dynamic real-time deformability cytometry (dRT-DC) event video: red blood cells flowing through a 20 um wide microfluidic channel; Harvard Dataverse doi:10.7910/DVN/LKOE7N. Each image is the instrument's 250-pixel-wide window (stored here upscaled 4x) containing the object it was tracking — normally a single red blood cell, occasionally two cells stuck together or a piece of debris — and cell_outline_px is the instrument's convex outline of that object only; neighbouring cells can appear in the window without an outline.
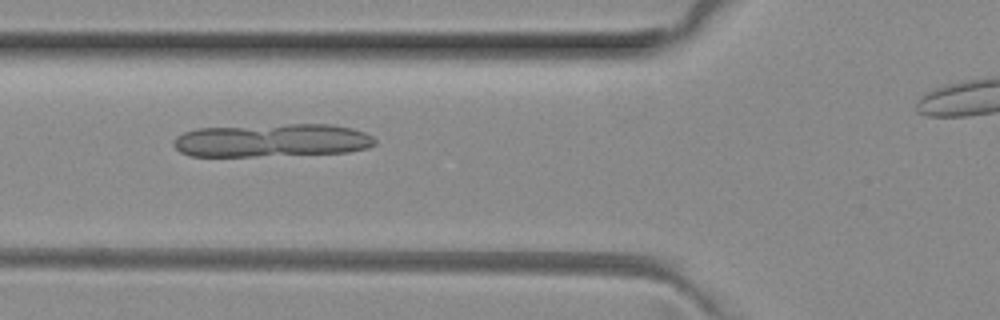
{"species": "common noctule bat (a hibernating species)", "species_latin": "Nyctalus noctula", "temperature_condition": "room temperature", "stored_images_in_passage": 5, "camera_frame_rate_fps": 3000, "um_per_image_px": 0.085, "animal": {"sex": "female", "body_mass_g": 29.2, "forearm_length_mm": 56.3}, "frame": {"image": 1, "passage_image": 3, "time_ms": 0.667, "image_size_px": [1000, 320], "cell_outline_px": [[376, 144], [368, 148], [348, 152], [252, 156], [188, 156], [180, 152], [172, 144], [172, 140], [176, 136], [184, 132], [196, 128], [288, 124], [332, 124], [352, 128], [364, 132], [372, 136], [376, 140]], "centroid_in_image_um": [23.09, 11.93], "position_along_channel_um": 102.7, "area_um2": 39.13}}
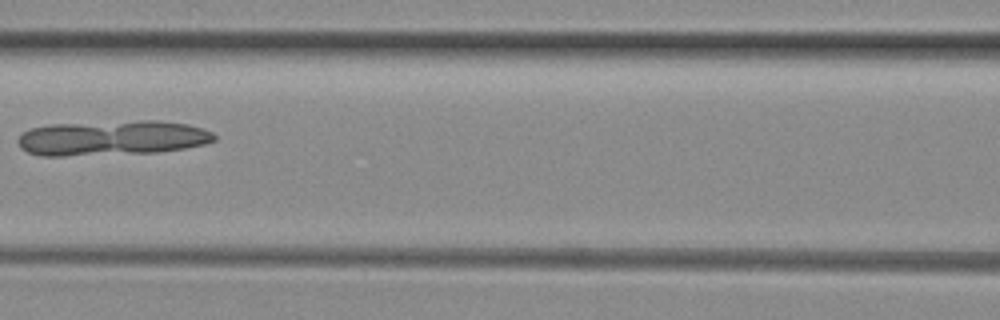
{"frame": {"image": 2, "passage_image": 4, "time_ms": 1.0, "image_size_px": [1000, 320], "cell_outline_px": [[216, 140], [204, 144], [184, 148], [156, 152], [64, 156], [40, 156], [28, 152], [20, 148], [16, 140], [24, 132], [32, 128], [52, 124], [140, 120], [156, 120], [188, 124], [212, 132], [216, 136]], "centroid_in_image_um": [9.51, 11.72], "position_along_channel_um": 157.1, "area_um2": 40.06}}
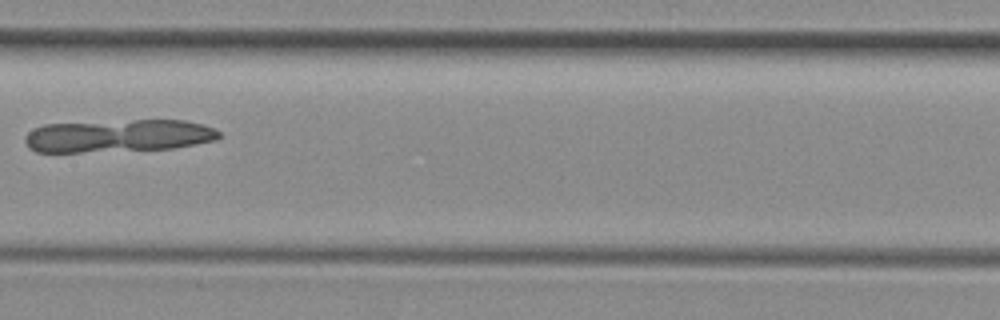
{"frame": {"image": 3, "passage_image": 5, "time_ms": 1.333, "image_size_px": [1000, 320], "cell_outline_px": [[220, 136], [216, 140], [172, 148], [80, 152], [36, 152], [28, 148], [24, 140], [24, 136], [32, 128], [44, 124], [132, 120], [184, 120], [204, 124], [220, 132]], "centroid_in_image_um": [10.0, 11.54], "position_along_channel_um": 197.4, "area_um2": 36.99}}